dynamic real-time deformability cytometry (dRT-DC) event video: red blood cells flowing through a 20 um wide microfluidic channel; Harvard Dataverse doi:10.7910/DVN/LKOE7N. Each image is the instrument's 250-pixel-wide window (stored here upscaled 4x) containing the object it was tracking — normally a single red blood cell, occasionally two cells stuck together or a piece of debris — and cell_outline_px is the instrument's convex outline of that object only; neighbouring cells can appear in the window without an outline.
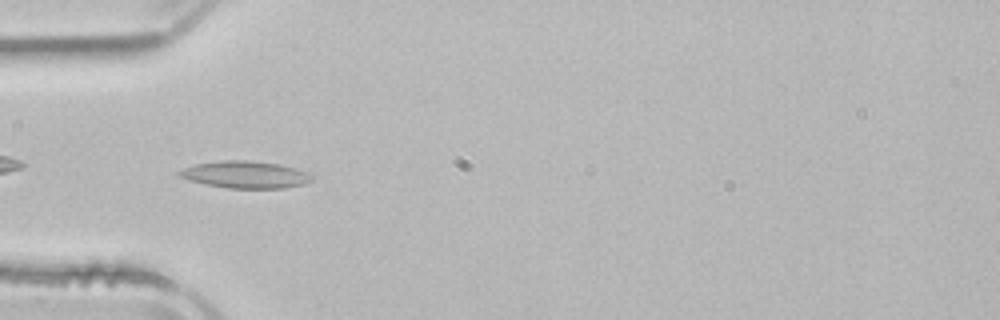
{"species": "common noctule bat (a hibernating species)", "species_latin": "Nyctalus noctula", "temperature_condition": "room temperature", "stored_images_in_passage": 38, "camera_frame_rate_fps": 3000, "um_per_image_px": 0.085, "animal": {"sex": "male", "body_mass_g": 21.5, "forearm_length_mm": 52.0}, "frame": {"image": 1, "passage_image": 2, "time_ms": 0.333, "image_size_px": [1000, 320], "cell_outline_px": [[312, 180], [304, 184], [284, 188], [228, 188], [188, 180], [180, 176], [176, 172], [184, 168], [196, 164], [220, 160], [248, 160], [280, 164], [296, 168], [308, 172], [312, 176]], "centroid_in_image_um": [20.87, 14.83], "position_along_channel_um": 64.1, "area_um2": 20.87}}
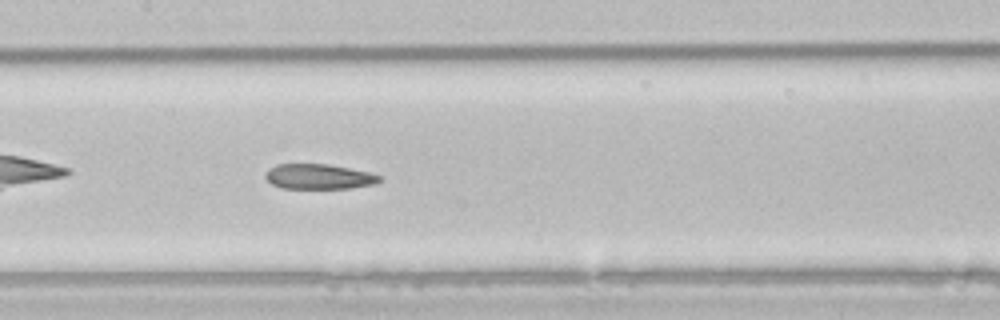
{"frame": {"image": 2, "passage_image": 11, "time_ms": 3.333, "image_size_px": [1000, 320], "cell_outline_px": [[380, 180], [376, 184], [348, 188], [280, 188], [272, 184], [264, 176], [264, 172], [268, 168], [276, 164], [328, 164], [368, 172], [380, 176]], "centroid_in_image_um": [27.04, 15.01], "position_along_channel_um": 180.4, "area_um2": 16.65}}
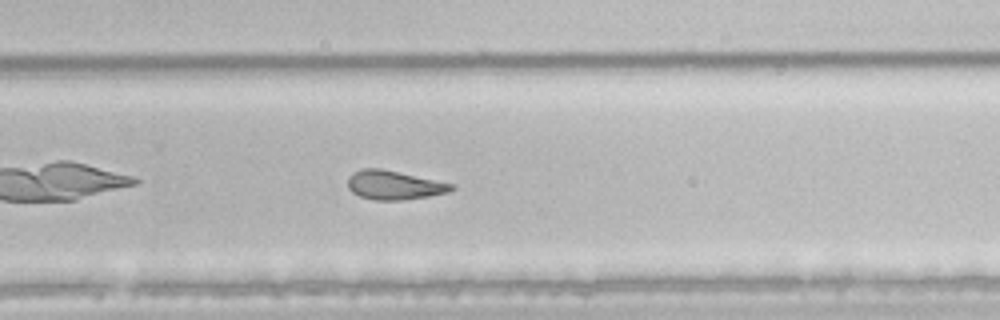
{"frame": {"image": 3, "passage_image": 20, "time_ms": 6.333, "image_size_px": [1000, 320], "cell_outline_px": [[456, 188], [448, 192], [428, 196], [400, 200], [376, 200], [360, 196], [352, 192], [348, 188], [348, 176], [352, 172], [364, 168], [380, 168], [456, 184]], "centroid_in_image_um": [33.5, 15.72], "position_along_channel_um": 296.3, "area_um2": 17.51}, "authors_computed_cell_mechanics": {"area_um2": 18.5827, "velocity_mm_per_s": 3.8844, "shape_relaxation_time_tau1_ms": null, "shape_relaxation_time_tau2_ms": 3.4734, "deformation_change_tau1": null, "deformation_change_tau2": 0.1237}}